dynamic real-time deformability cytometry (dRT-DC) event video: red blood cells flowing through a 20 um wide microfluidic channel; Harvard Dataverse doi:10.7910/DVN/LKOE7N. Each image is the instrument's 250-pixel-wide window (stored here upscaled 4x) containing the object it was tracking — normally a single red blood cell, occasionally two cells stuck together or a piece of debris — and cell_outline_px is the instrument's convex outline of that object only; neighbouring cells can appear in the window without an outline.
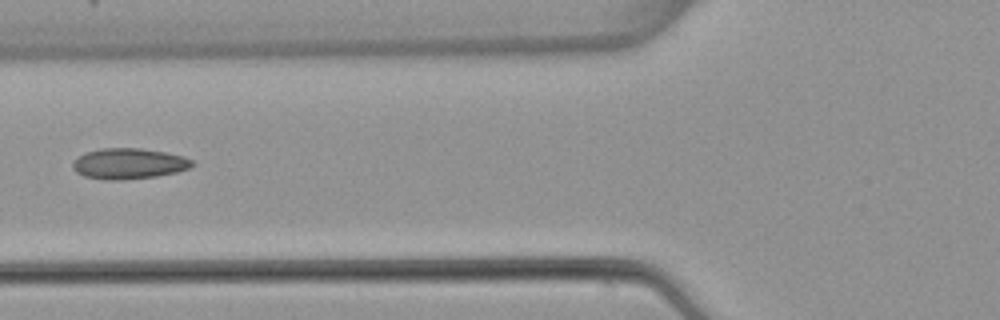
{"species": "common noctule bat (a hibernating species)", "species_latin": "Nyctalus noctula", "temperature_condition": "warm", "stored_images_in_passage": 6, "camera_frame_rate_fps": 3000, "um_per_image_px": 0.085, "animal": {"sex": "female", "body_mass_g": 22.7, "forearm_length_mm": 54.2}, "frame": {"image": 1, "passage_image": 6, "time_ms": 6.0, "image_size_px": [1000, 320], "cell_outline_px": [[196, 164], [188, 168], [176, 172], [156, 176], [120, 180], [104, 180], [84, 176], [76, 172], [72, 168], [72, 164], [84, 152], [100, 148], [140, 148], [164, 152], [184, 156], [192, 160]], "centroid_in_image_um": [10.94, 13.91], "position_along_channel_um": 114.9, "area_um2": 21.39}}